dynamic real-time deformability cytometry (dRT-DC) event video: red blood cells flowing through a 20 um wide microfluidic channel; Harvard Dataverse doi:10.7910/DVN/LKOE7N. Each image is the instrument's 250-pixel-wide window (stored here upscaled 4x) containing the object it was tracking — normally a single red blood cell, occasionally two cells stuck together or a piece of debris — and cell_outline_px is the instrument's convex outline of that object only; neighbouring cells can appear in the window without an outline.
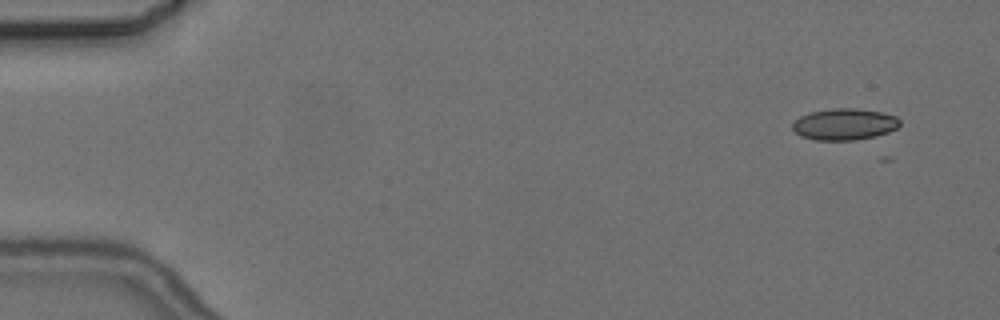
{"species": "common noctule bat (a hibernating species)", "species_latin": "Nyctalus noctula", "temperature_condition": "cold", "stored_images_in_passage": 5, "camera_frame_rate_fps": 3000, "um_per_image_px": 0.085, "animal": {"sex": "female", "body_mass_g": 24.6, "forearm_length_mm": 56.2}, "frame": {"image": 1, "passage_image": 1, "time_ms": 0.0, "image_size_px": [1000, 320], "cell_outline_px": [[900, 124], [896, 128], [888, 132], [876, 136], [856, 140], [816, 140], [800, 136], [792, 128], [792, 124], [800, 116], [812, 112], [832, 108], [856, 108], [884, 112], [896, 116], [900, 120]], "centroid_in_image_um": [71.8, 10.56], "position_along_channel_um": 13.2, "area_um2": 19.77}}